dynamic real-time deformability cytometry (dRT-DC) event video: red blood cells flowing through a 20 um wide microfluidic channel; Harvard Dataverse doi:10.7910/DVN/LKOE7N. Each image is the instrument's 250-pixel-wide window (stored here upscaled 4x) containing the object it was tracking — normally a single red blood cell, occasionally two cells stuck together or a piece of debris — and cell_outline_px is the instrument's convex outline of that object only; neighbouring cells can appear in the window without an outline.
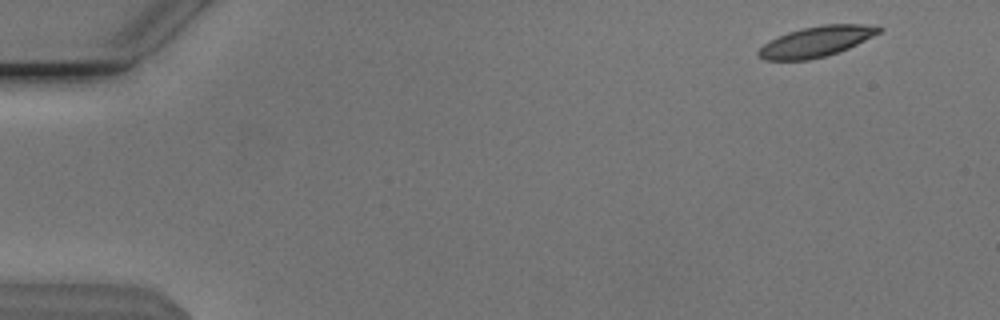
{"species": "Egyptian fruit bat (a non-hibernating species)", "species_latin": "Rousettus aegyptiacus", "temperature_condition": "cold", "stored_images_in_passage": 13, "camera_frame_rate_fps": 3000, "um_per_image_px": 0.085, "animal": {"sex": "male"}, "frame": {"image": 1, "passage_image": 3, "time_ms": 0.667, "image_size_px": [1000, 320], "cell_outline_px": [[884, 28], [880, 32], [848, 48], [824, 56], [808, 60], [764, 60], [756, 56], [756, 52], [768, 40], [788, 32], [800, 28], [824, 24], [880, 24]], "centroid_in_image_um": [69.37, 3.51], "position_along_channel_um": 15.6, "area_um2": 21.5}}